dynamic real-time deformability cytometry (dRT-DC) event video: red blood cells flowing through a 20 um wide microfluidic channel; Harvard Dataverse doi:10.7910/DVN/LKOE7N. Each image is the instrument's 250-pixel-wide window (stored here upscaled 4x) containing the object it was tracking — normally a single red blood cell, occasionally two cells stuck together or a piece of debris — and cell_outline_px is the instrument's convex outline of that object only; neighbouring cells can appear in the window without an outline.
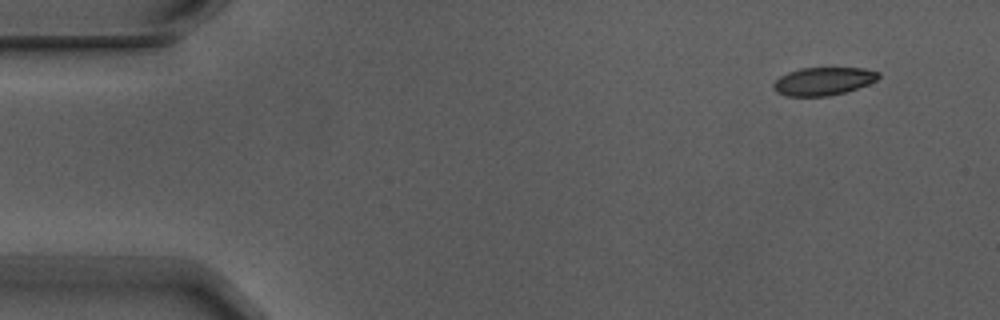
{"species": "Egyptian fruit bat (a non-hibernating species)", "species_latin": "Rousettus aegyptiacus", "temperature_condition": "warm", "stored_images_in_passage": 5, "camera_frame_rate_fps": 3000, "um_per_image_px": 0.085, "animal": {"sex": "male"}, "frame": {"image": 1, "passage_image": 1, "time_ms": 0.0, "image_size_px": [1000, 320], "cell_outline_px": [[880, 76], [876, 80], [868, 84], [844, 92], [828, 96], [788, 96], [776, 92], [772, 88], [772, 84], [780, 76], [788, 72], [800, 68], [864, 68], [880, 72]], "centroid_in_image_um": [69.96, 6.9], "position_along_channel_um": 15.0, "area_um2": 17.11}}
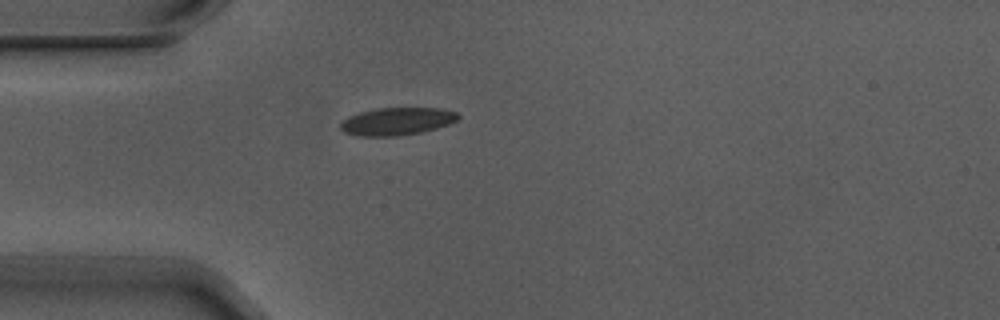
{"frame": {"image": 2, "passage_image": 4, "time_ms": 1.0, "image_size_px": [1000, 320], "cell_outline_px": [[460, 116], [456, 120], [448, 124], [436, 128], [420, 132], [396, 136], [356, 136], [344, 132], [340, 128], [340, 124], [348, 116], [360, 112], [376, 108], [440, 108], [456, 112]], "centroid_in_image_um": [33.71, 10.31], "position_along_channel_um": 51.3, "area_um2": 18.84}}